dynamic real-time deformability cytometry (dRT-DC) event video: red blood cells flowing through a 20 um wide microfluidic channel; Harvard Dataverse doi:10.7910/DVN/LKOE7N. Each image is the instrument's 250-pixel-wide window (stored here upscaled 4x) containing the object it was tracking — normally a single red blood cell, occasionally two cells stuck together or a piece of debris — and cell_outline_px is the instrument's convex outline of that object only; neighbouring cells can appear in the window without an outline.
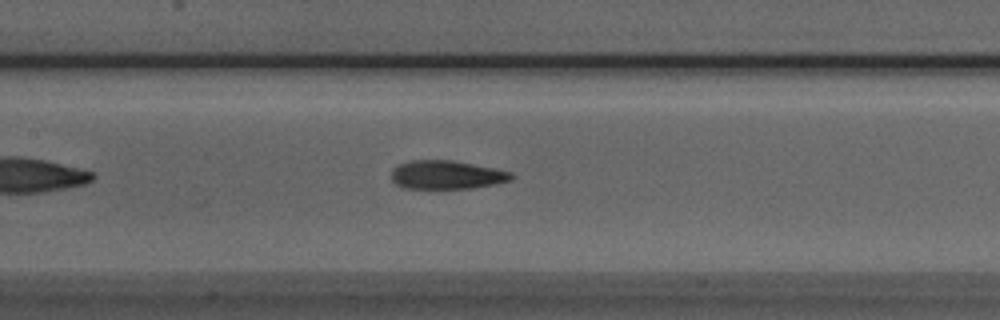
{"species": "Egyptian fruit bat (a non-hibernating species)", "species_latin": "Rousettus aegyptiacus", "temperature_condition": "room temperature", "stored_images_in_passage": 35, "camera_frame_rate_fps": 3000, "um_per_image_px": 0.085, "animal": {"sex": "male"}, "frame": {"image": 1, "passage_image": 13, "time_ms": 4.0, "image_size_px": [1000, 320], "cell_outline_px": [[516, 176], [512, 180], [496, 184], [472, 188], [404, 188], [396, 184], [392, 180], [392, 168], [396, 164], [408, 160], [452, 160], [496, 168], [512, 172]], "centroid_in_image_um": [37.98, 14.85], "position_along_channel_um": 169.4, "area_um2": 20.29}}
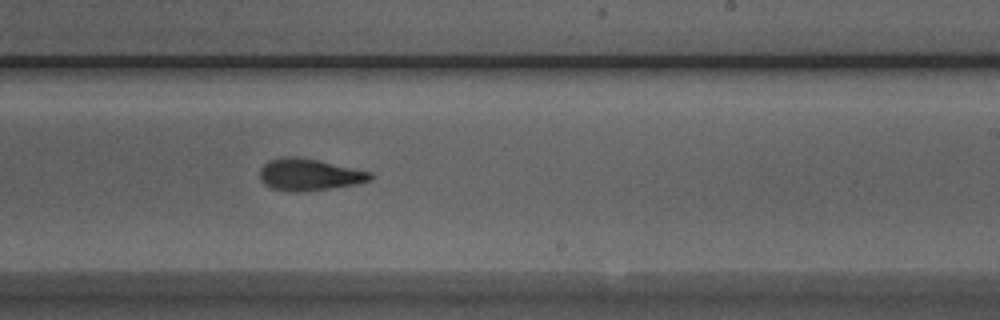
{"frame": {"image": 2, "passage_image": 20, "time_ms": 6.333, "image_size_px": [1000, 320], "cell_outline_px": [[376, 176], [372, 180], [356, 184], [328, 188], [292, 192], [272, 188], [264, 184], [260, 180], [260, 168], [268, 160], [280, 156], [296, 156], [316, 160], [372, 172]], "centroid_in_image_um": [26.27, 14.83], "position_along_channel_um": 262.7, "area_um2": 20.46}}
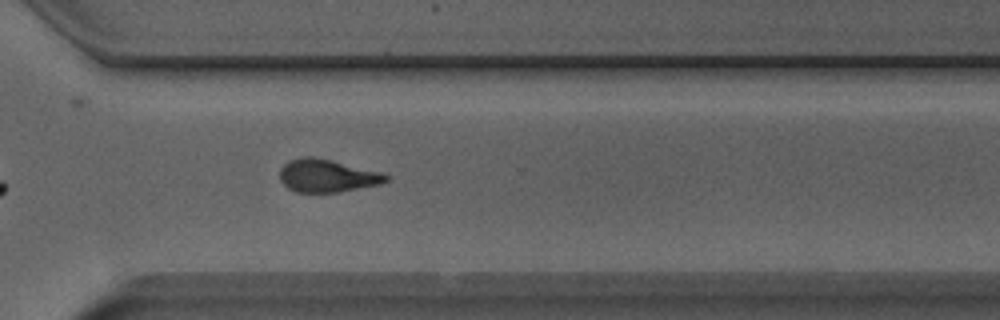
{"frame": {"image": 3, "passage_image": 26, "time_ms": 8.333, "image_size_px": [1000, 320], "cell_outline_px": [[392, 176], [388, 180], [380, 184], [340, 192], [296, 192], [288, 188], [280, 180], [280, 168], [288, 160], [304, 156], [308, 156], [332, 160], [380, 172]], "centroid_in_image_um": [27.8, 14.94], "position_along_channel_um": 342.8, "area_um2": 20.35}, "authors_computed_cell_mechanics": {"area_um2": 20.519, "velocity_mm_per_s": 4.0067, "shape_relaxation_time_tau1_ms": 6.5498, "shape_relaxation_time_tau2_ms": 1.0995, "deformation_change_tau1": 0.1992, "deformation_change_tau2": 0.0833}}